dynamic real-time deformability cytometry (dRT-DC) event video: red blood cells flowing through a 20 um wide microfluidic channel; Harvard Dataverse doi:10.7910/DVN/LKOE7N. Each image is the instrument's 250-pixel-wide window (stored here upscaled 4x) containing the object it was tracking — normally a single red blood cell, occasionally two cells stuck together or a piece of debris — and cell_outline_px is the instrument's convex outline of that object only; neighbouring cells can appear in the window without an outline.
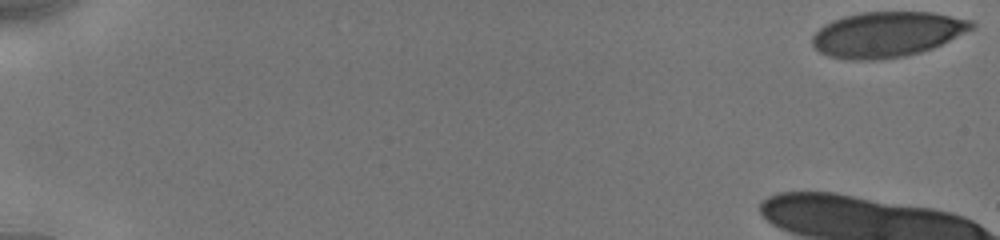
{"species": "human", "species_latin": "Homo sapiens", "temperature_condition": "cold", "stored_images_in_passage": 17, "camera_frame_rate_fps": 3000, "um_per_image_px": 0.085, "donor": {"sex": "male"}, "frame": {"image": 1, "passage_image": 1, "time_ms": 0.0, "image_size_px": [1000, 240], "cell_outline_px": [[976, 28], [932, 48], [920, 52], [904, 56], [876, 60], [848, 60], [828, 56], [820, 52], [812, 44], [812, 36], [824, 24], [832, 20], [844, 16], [860, 12], [932, 12], [972, 20], [976, 24]], "centroid_in_image_um": [75.41, 2.92], "position_along_channel_um": 9.6, "area_um2": 42.25}}